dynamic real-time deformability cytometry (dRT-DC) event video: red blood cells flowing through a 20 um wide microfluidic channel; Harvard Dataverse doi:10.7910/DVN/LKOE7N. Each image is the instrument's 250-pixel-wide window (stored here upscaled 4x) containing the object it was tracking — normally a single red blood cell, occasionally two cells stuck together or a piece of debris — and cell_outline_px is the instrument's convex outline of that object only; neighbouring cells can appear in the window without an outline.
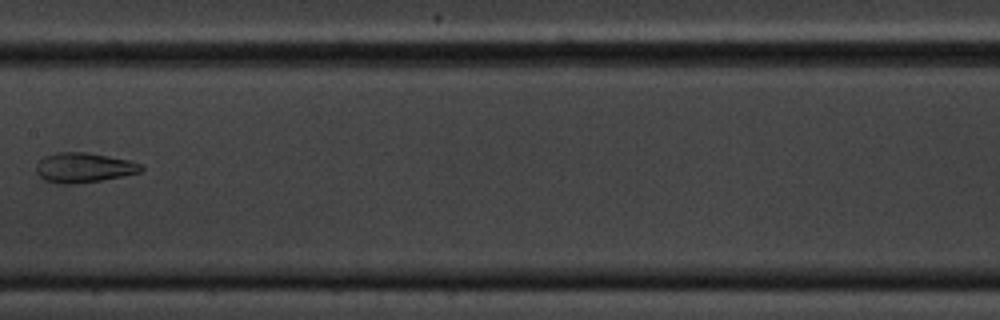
{"species": "common noctule bat (a hibernating species)", "species_latin": "Nyctalus noctula", "temperature_condition": "cold", "stored_images_in_passage": 11, "camera_frame_rate_fps": 3000, "um_per_image_px": 0.085, "animal": {"sex": "male", "body_mass_g": 20.1, "forearm_length_mm": 53.5}, "frame": {"image": 1, "passage_image": 4, "time_ms": 4.333, "image_size_px": [1000, 320], "cell_outline_px": [[144, 168], [140, 172], [100, 180], [76, 184], [60, 184], [44, 180], [36, 172], [36, 164], [44, 156], [56, 152], [88, 152], [128, 160], [144, 164]], "centroid_in_image_um": [7.1, 14.24], "position_along_channel_um": 200.3, "area_um2": 18.26}}
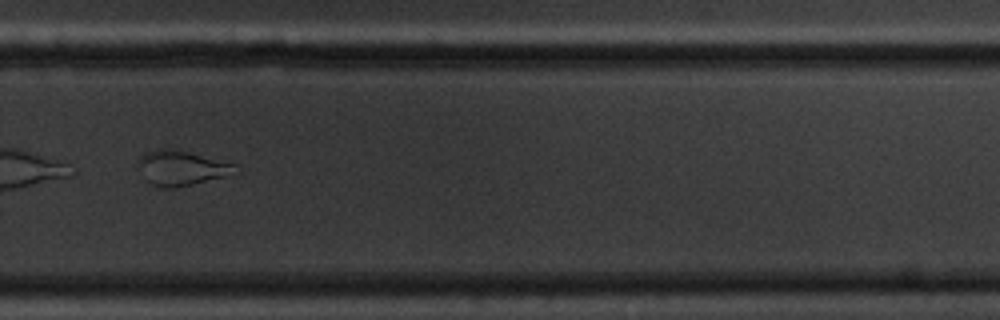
{"frame": {"image": 2, "passage_image": 7, "time_ms": 7.667, "image_size_px": [1000, 320], "cell_outline_px": [[244, 172], [192, 184], [172, 188], [164, 188], [152, 184], [144, 180], [136, 164], [140, 156], [144, 152], [160, 148], [176, 148], [236, 164]], "centroid_in_image_um": [15.45, 14.26], "position_along_channel_um": 314.4, "area_um2": 20.35}}
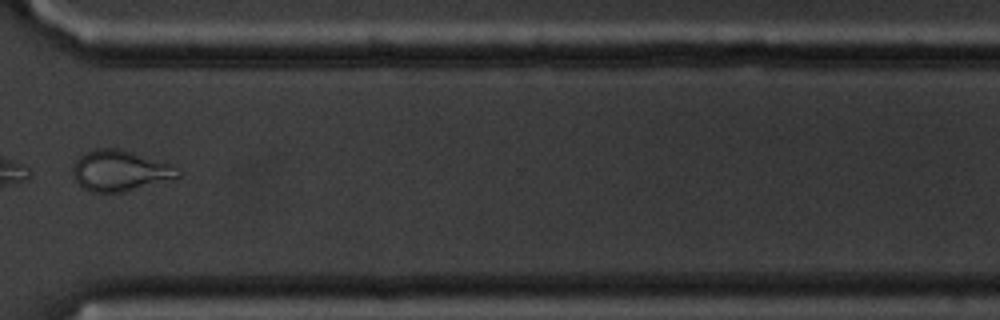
{"frame": {"image": 3, "passage_image": 8, "time_ms": 9.0, "image_size_px": [1000, 320], "cell_outline_px": [[184, 172], [180, 176], [120, 192], [92, 192], [84, 188], [76, 180], [72, 172], [72, 168], [76, 160], [80, 156], [96, 148], [116, 148], [168, 164], [180, 168]], "centroid_in_image_um": [10.17, 14.51], "position_along_channel_um": 360.4, "area_um2": 24.16}, "authors_computed_cell_mechanics": {"area_um2": 20.3456, "velocity_mm_per_s": 3.4389, "shape_relaxation_time_tau1_ms": null, "shape_relaxation_time_tau2_ms": 1.347, "deformation_change_tau1": null, "deformation_change_tau2": 0.0611}}